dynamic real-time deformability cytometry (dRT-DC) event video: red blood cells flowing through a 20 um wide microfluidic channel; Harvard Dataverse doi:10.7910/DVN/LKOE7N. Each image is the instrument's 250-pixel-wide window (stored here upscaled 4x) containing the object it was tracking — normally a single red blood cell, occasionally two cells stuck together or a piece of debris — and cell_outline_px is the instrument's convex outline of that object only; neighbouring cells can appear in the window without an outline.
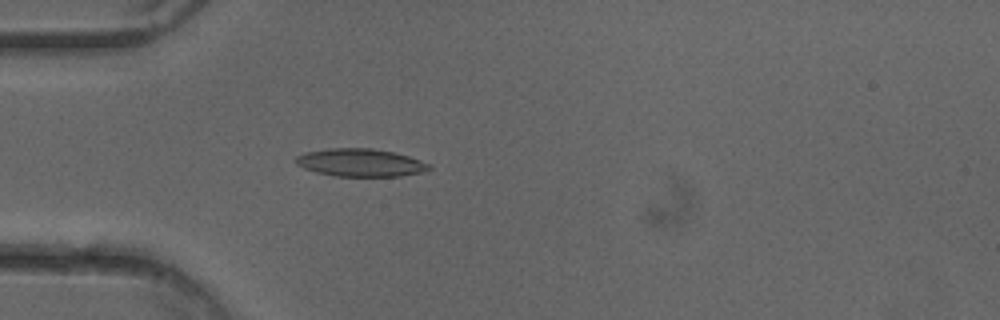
{"species": "common noctule bat (a hibernating species)", "species_latin": "Nyctalus noctula", "temperature_condition": "cold", "stored_images_in_passage": 44, "camera_frame_rate_fps": 3000, "um_per_image_px": 0.085, "animal": {"sex": "female"}, "frame": {"image": 1, "passage_image": 8, "time_ms": 2.333, "image_size_px": [1000, 320], "cell_outline_px": [[432, 168], [420, 172], [400, 176], [336, 176], [316, 172], [304, 168], [296, 164], [292, 160], [296, 156], [308, 152], [328, 148], [372, 148], [392, 152], [408, 156], [432, 164]], "centroid_in_image_um": [30.62, 13.82], "position_along_channel_um": 54.4, "area_um2": 21.56}}
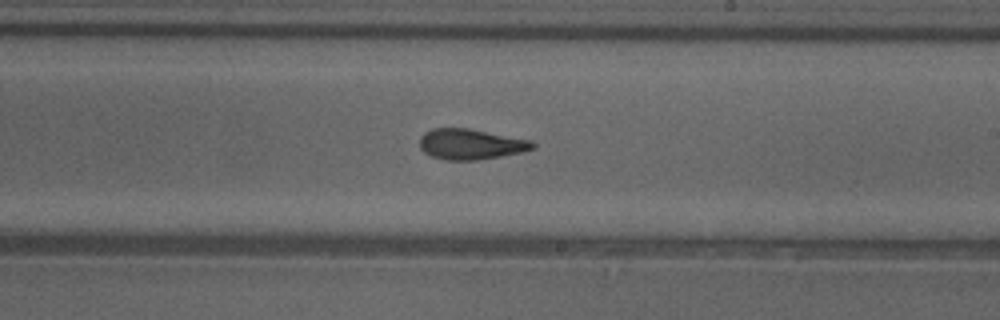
{"frame": {"image": 2, "passage_image": 23, "time_ms": 7.333, "image_size_px": [1000, 320], "cell_outline_px": [[536, 148], [524, 152], [476, 160], [448, 160], [432, 156], [424, 152], [420, 148], [420, 136], [424, 132], [432, 128], [468, 128], [532, 140], [536, 144]], "centroid_in_image_um": [40.04, 12.25], "position_along_channel_um": 249.0, "area_um2": 20.23}}
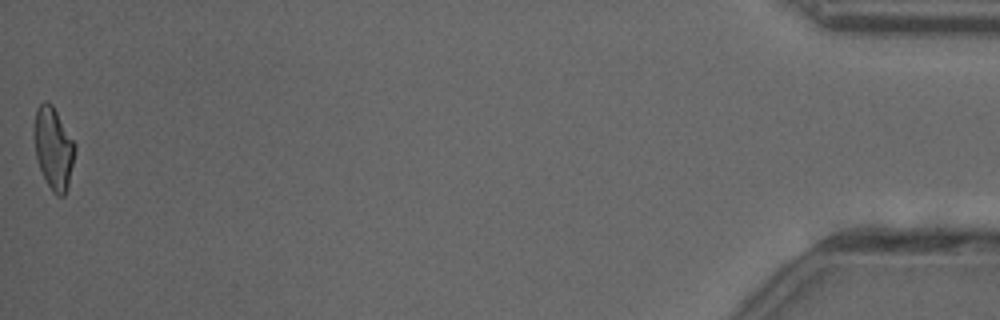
{"frame": {"image": 3, "passage_image": 44, "time_ms": 14.333, "image_size_px": [1000, 320], "cell_outline_px": [[76, 148], [68, 188], [64, 196], [56, 196], [52, 192], [40, 168], [36, 156], [32, 136], [32, 128], [36, 108], [44, 100], [48, 100], [52, 104], [76, 144]], "centroid_in_image_um": [4.53, 12.56], "position_along_channel_um": 430.7, "area_um2": 19.94}, "authors_computed_cell_mechanics": {"area_um2": 20.3167, "velocity_mm_per_s": 4.0418, "shape_relaxation_time_tau1_ms": 7.9999, "shape_relaxation_time_tau2_ms": 1.9285, "deformation_change_tau1": 0.2285, "deformation_change_tau2": 0.1047}}